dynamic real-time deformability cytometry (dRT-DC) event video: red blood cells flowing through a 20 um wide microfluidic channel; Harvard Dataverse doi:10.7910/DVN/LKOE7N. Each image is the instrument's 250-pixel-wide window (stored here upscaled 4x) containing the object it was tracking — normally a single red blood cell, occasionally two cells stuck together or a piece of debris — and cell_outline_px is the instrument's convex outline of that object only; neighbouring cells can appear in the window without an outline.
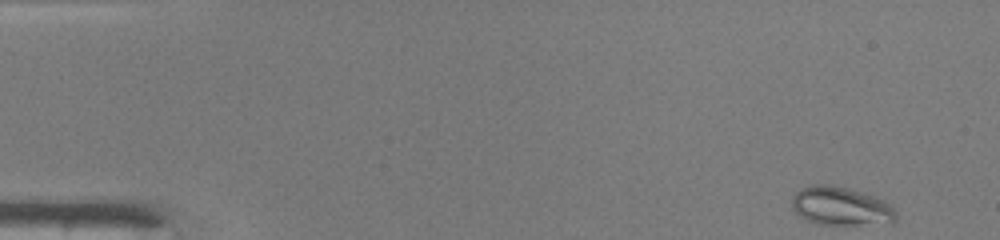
{"species": "common noctule bat (a hibernating species)", "species_latin": "Nyctalus noctula", "temperature_condition": "warm", "stored_images_in_passage": 46, "camera_frame_rate_fps": 3000, "um_per_image_px": 0.085, "animal": {"sex": "male", "body_mass_g": 19.0, "forearm_length_mm": 50.8}, "frame": {"image": 1, "passage_image": 1, "time_ms": 0.0, "image_size_px": [1000, 240], "cell_outline_px": [[896, 220], [892, 224], [820, 224], [808, 220], [800, 216], [792, 208], [792, 196], [800, 188], [812, 184], [832, 184], [848, 188], [884, 200], [896, 212]], "centroid_in_image_um": [71.47, 17.52], "position_along_channel_um": 13.5, "area_um2": 23.41}}
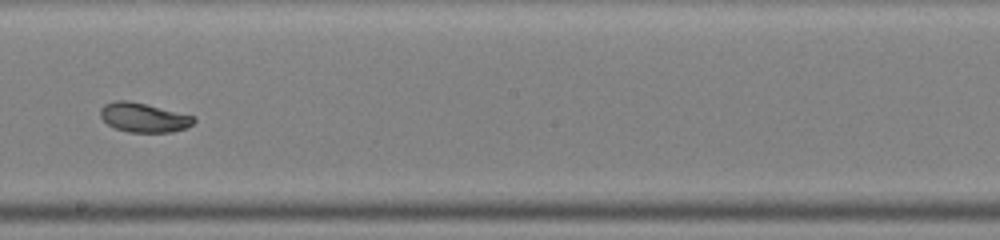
{"frame": {"image": 2, "passage_image": 26, "time_ms": 8.333, "image_size_px": [1000, 240], "cell_outline_px": [[196, 120], [192, 124], [184, 128], [172, 132], [128, 132], [116, 128], [108, 124], [100, 116], [100, 108], [104, 104], [116, 100], [128, 100], [196, 116]], "centroid_in_image_um": [12.21, 9.98], "position_along_channel_um": 236.0, "area_um2": 15.9}}
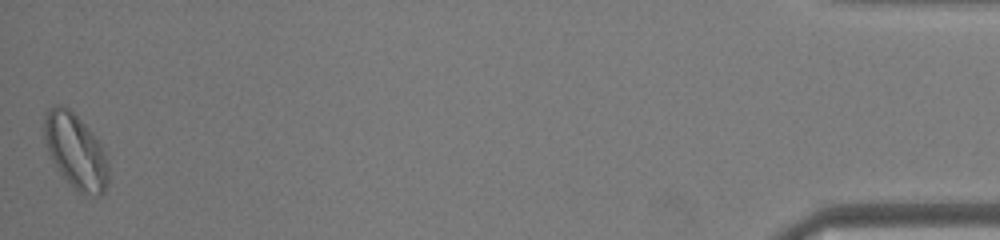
{"frame": {"image": 3, "passage_image": 46, "time_ms": 15.0, "image_size_px": [1000, 240], "cell_outline_px": [[108, 180], [104, 192], [100, 196], [96, 196], [80, 192], [72, 188], [56, 168], [48, 152], [44, 136], [44, 112], [56, 104], [60, 104], [68, 108], [92, 132], [100, 144], [108, 164]], "centroid_in_image_um": [6.4, 12.86], "position_along_channel_um": 428.8, "area_um2": 27.86}, "authors_computed_cell_mechanics": {"area_um2": 18.3804, "velocity_mm_per_s": 4.2056, "shape_relaxation_time_tau1_ms": 2.7849, "shape_relaxation_time_tau2_ms": null, "deformation_change_tau1": 0.1119, "deformation_change_tau2": null}}